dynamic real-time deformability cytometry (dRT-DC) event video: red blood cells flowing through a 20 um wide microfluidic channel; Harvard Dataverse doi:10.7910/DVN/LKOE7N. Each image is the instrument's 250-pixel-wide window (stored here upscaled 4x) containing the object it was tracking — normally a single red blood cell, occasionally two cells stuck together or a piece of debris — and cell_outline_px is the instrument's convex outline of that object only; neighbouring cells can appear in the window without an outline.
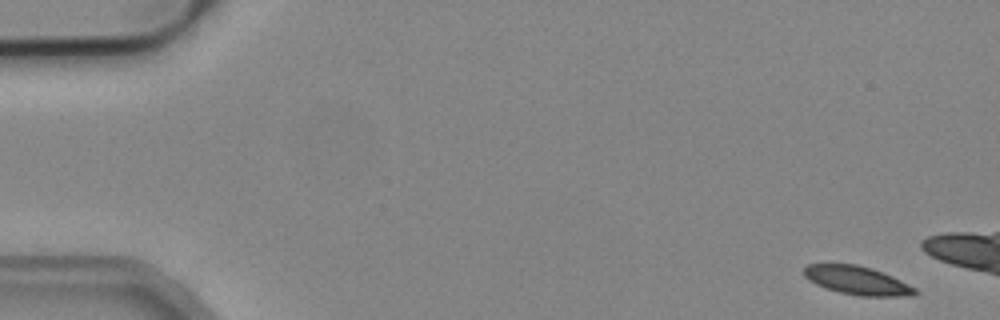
{"species": "common noctule bat (a hibernating species)", "species_latin": "Nyctalus noctula", "temperature_condition": "cold", "stored_images_in_passage": 4, "camera_frame_rate_fps": 3000, "um_per_image_px": 0.085, "animal": {"sex": "male", "body_mass_g": 19.2, "forearm_length_mm": 51.8}, "frame": {"image": 1, "passage_image": 1, "time_ms": 0.0, "image_size_px": [1000, 320], "cell_outline_px": [[920, 292], [916, 296], [860, 296], [840, 292], [824, 288], [808, 280], [804, 276], [804, 268], [808, 264], [856, 264], [872, 268], [892, 276], [916, 288]], "centroid_in_image_um": [72.89, 23.84], "position_along_channel_um": 12.1, "area_um2": 18.55}}